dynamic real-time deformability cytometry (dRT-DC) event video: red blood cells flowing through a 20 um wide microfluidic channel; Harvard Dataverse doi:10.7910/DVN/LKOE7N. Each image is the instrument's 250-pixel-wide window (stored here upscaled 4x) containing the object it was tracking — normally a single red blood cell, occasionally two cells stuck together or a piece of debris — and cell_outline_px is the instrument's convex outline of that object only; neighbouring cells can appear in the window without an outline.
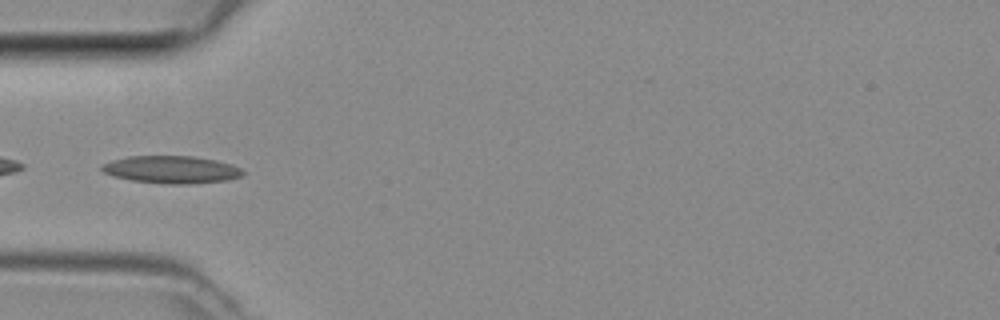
{"species": "common noctule bat (a hibernating species)", "species_latin": "Nyctalus noctula", "temperature_condition": "room temperature", "stored_images_in_passage": 35, "camera_frame_rate_fps": 3000, "um_per_image_px": 0.085, "animal": {"sex": "female", "body_mass_g": 29.2, "forearm_length_mm": 56.3}, "frame": {"image": 1, "passage_image": 3, "time_ms": 0.667, "image_size_px": [1000, 320], "cell_outline_px": [[244, 172], [240, 176], [228, 180], [192, 184], [164, 184], [132, 180], [112, 176], [104, 172], [100, 168], [100, 164], [112, 160], [128, 156], [192, 156], [216, 160], [232, 164], [240, 168]], "centroid_in_image_um": [14.55, 14.41], "position_along_channel_um": 70.5, "area_um2": 22.72}}
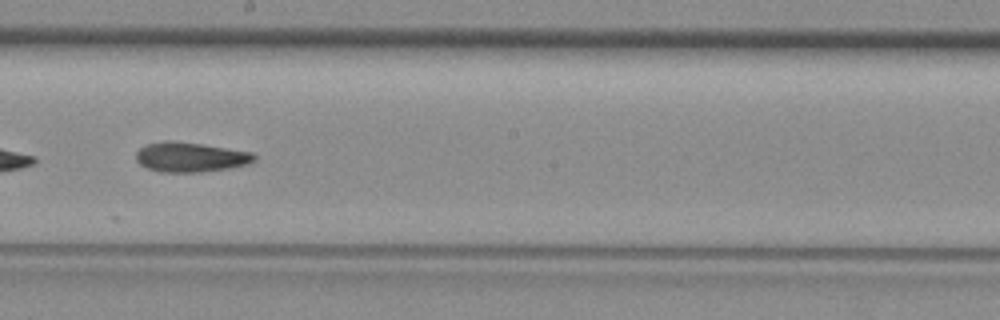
{"frame": {"image": 2, "passage_image": 14, "time_ms": 4.333, "image_size_px": [1000, 320], "cell_outline_px": [[256, 160], [248, 164], [228, 168], [200, 172], [160, 172], [148, 168], [140, 164], [136, 160], [136, 152], [140, 148], [148, 144], [164, 140], [168, 140], [200, 144], [252, 152], [256, 156]], "centroid_in_image_um": [16.18, 13.36], "position_along_channel_um": 232.0, "area_um2": 20.35}}
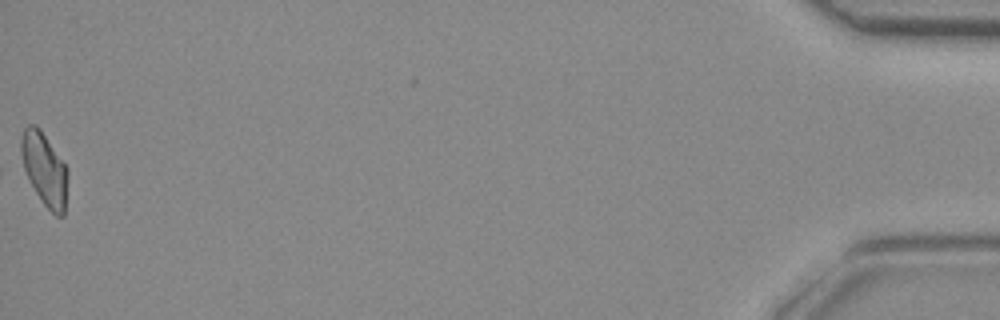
{"frame": {"image": 3, "passage_image": 35, "time_ms": 11.333, "image_size_px": [1000, 320], "cell_outline_px": [[68, 176], [64, 216], [56, 216], [44, 204], [36, 192], [24, 168], [20, 152], [20, 140], [24, 128], [28, 124], [36, 124], [40, 128], [64, 164], [68, 172]], "centroid_in_image_um": [3.77, 14.36], "position_along_channel_um": 431.4, "area_um2": 19.54}}